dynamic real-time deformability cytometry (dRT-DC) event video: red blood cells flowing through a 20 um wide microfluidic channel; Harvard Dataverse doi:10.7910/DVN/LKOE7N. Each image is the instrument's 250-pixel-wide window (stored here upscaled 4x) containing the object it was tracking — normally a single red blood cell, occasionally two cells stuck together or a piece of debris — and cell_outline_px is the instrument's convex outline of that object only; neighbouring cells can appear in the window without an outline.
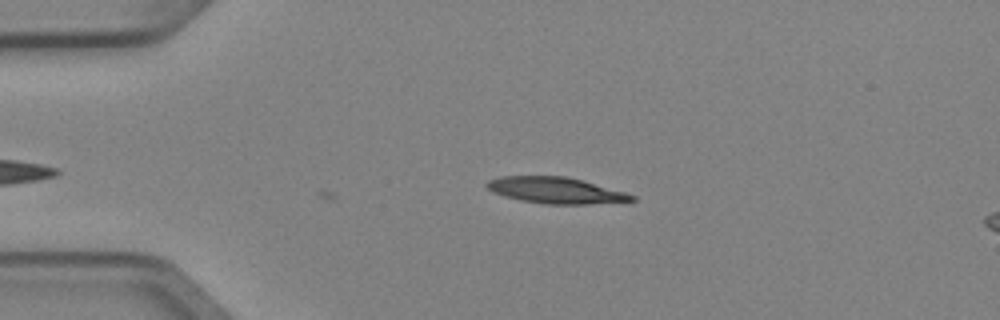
{"species": "Egyptian fruit bat (a non-hibernating species)", "species_latin": "Rousettus aegyptiacus", "temperature_condition": "cold", "stored_images_in_passage": 5, "camera_frame_rate_fps": 3000, "um_per_image_px": 0.085, "animal": {"sex": "female"}, "frame": {"image": 1, "passage_image": 5, "time_ms": 1.333, "image_size_px": [1000, 320], "cell_outline_px": [[636, 200], [584, 204], [548, 204], [520, 200], [504, 196], [492, 192], [484, 184], [488, 180], [500, 176], [564, 176], [580, 180], [624, 192], [636, 196]], "centroid_in_image_um": [47.16, 16.17], "position_along_channel_um": 37.8, "area_um2": 21.79}}